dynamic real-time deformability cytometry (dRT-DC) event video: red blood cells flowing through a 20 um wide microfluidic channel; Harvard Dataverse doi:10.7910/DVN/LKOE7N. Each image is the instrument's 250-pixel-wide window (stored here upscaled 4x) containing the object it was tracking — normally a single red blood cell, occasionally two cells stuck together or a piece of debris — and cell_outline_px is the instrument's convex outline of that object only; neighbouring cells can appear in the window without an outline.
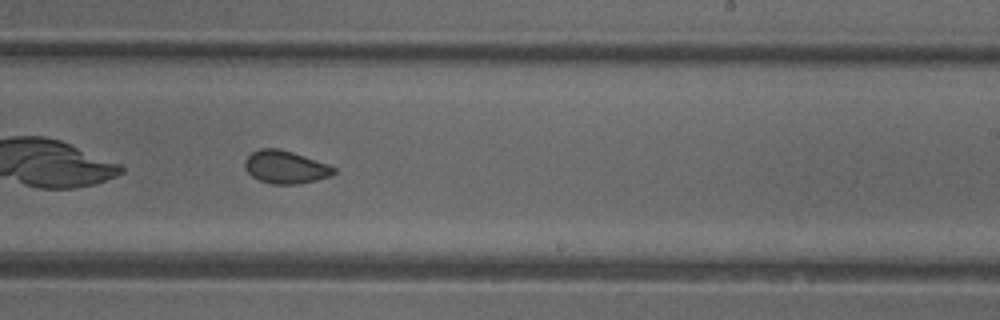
{"species": "common noctule bat (a hibernating species)", "species_latin": "Nyctalus noctula", "temperature_condition": "cold", "stored_images_in_passage": 36, "camera_frame_rate_fps": 3000, "um_per_image_px": 0.085, "animal": {"sex": "female"}, "frame": {"image": 1, "passage_image": 16, "time_ms": 5.0, "image_size_px": [1000, 320], "cell_outline_px": [[336, 172], [328, 176], [316, 180], [296, 184], [272, 184], [260, 180], [252, 176], [244, 168], [244, 160], [252, 152], [260, 148], [280, 148], [328, 164], [336, 168]], "centroid_in_image_um": [24.24, 14.19], "position_along_channel_um": 264.8, "area_um2": 16.94}, "authors_computed_cell_mechanics": {"area_um2": 17.2533, "velocity_mm_per_s": 3.9863, "shape_relaxation_time_tau1_ms": 5.7778, "shape_relaxation_time_tau2_ms": 1.1229, "deformation_change_tau1": 0.0794, "deformation_change_tau2": 0.051}}